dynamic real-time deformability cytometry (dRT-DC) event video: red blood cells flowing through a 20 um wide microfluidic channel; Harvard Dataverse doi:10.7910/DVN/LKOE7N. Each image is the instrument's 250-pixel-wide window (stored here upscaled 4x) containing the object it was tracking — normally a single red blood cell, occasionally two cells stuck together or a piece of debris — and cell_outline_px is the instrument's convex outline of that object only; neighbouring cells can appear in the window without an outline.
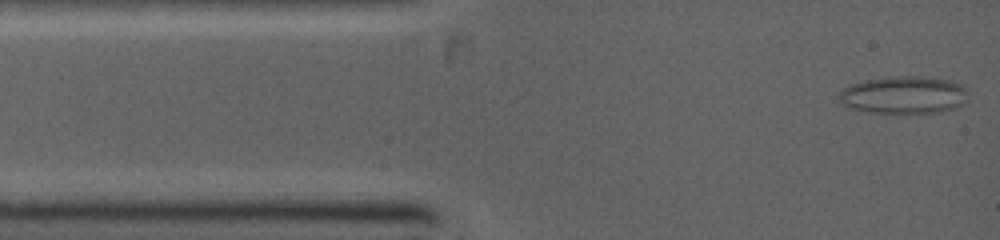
{"species": "common noctule bat (a hibernating species)", "species_latin": "Nyctalus noctula", "temperature_condition": "warm", "stored_images_in_passage": 30, "camera_frame_rate_fps": 5000, "um_per_image_px": 0.085, "animal": {"sex": "female", "body_mass_g": 19.0, "forearm_length_mm": 53.3}, "frame": {"image": 1, "passage_image": 1, "time_ms": 0.0, "image_size_px": [1000, 240], "cell_outline_px": [[964, 104], [952, 108], [932, 112], [868, 112], [848, 108], [840, 100], [840, 92], [848, 84], [864, 80], [888, 76], [916, 76], [948, 80], [960, 84], [964, 88]], "centroid_in_image_um": [76.73, 8.05], "position_along_channel_um": 8.3, "area_um2": 27.69}}
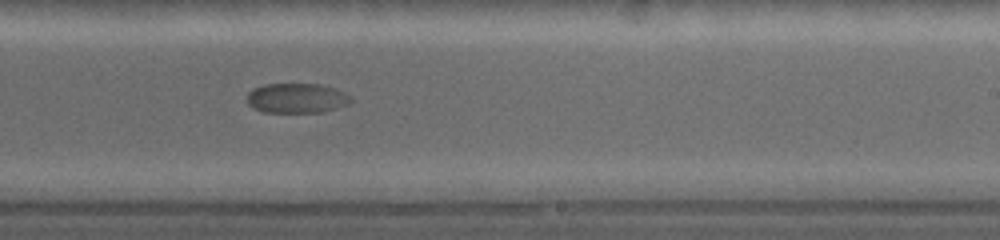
{"frame": {"image": 2, "passage_image": 18, "time_ms": 7.0, "image_size_px": [1000, 240], "cell_outline_px": [[352, 100], [348, 104], [336, 108], [320, 112], [264, 112], [252, 108], [248, 104], [248, 92], [252, 88], [264, 84], [320, 84], [344, 92], [352, 96]], "centroid_in_image_um": [25.2, 8.34], "position_along_channel_um": 263.8, "area_um2": 18.03}}
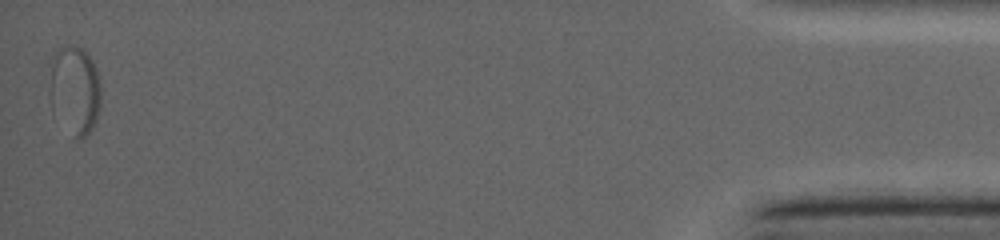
{"frame": {"image": 3, "passage_image": 30, "time_ms": 13.6, "image_size_px": [1000, 240], "cell_outline_px": [[100, 108], [96, 120], [92, 128], [80, 140], [76, 140], [52, 112], [48, 96], [48, 92], [52, 56], [60, 48], [72, 44], [84, 48], [88, 52], [96, 68], [100, 84]], "centroid_in_image_um": [6.33, 7.65], "position_along_channel_um": 428.9, "area_um2": 27.17}}